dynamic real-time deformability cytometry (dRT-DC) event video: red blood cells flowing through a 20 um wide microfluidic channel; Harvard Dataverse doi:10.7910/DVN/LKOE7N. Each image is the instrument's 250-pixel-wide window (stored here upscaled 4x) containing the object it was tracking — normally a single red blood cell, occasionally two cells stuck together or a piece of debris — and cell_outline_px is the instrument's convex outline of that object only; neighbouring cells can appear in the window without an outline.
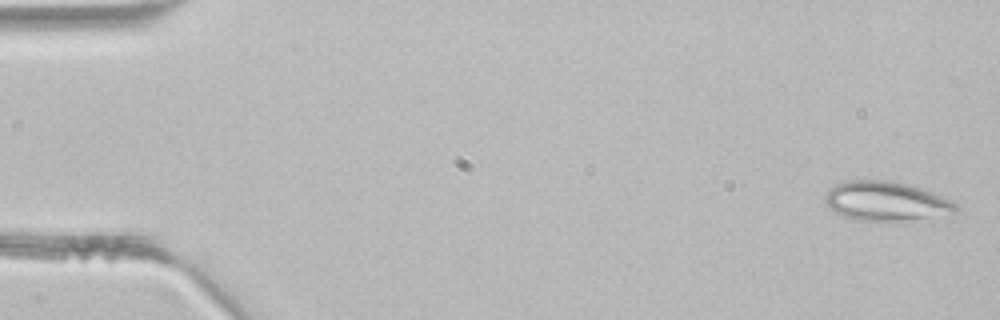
{"species": "common noctule bat (a hibernating species)", "species_latin": "Nyctalus noctula", "temperature_condition": "room temperature", "stored_images_in_passage": 3, "camera_frame_rate_fps": 3000, "um_per_image_px": 0.085, "animal": {"sex": "male", "body_mass_g": 21.5, "forearm_length_mm": 52.0}, "frame": {"image": 1, "passage_image": 3, "time_ms": 0.667, "image_size_px": [1000, 320], "cell_outline_px": [[960, 212], [896, 220], [860, 220], [844, 216], [836, 212], [824, 200], [824, 196], [836, 184], [852, 180], [888, 180], [920, 188], [932, 192], [956, 204], [960, 208]], "centroid_in_image_um": [75.3, 17.08], "position_along_channel_um": 9.7, "area_um2": 28.9}}